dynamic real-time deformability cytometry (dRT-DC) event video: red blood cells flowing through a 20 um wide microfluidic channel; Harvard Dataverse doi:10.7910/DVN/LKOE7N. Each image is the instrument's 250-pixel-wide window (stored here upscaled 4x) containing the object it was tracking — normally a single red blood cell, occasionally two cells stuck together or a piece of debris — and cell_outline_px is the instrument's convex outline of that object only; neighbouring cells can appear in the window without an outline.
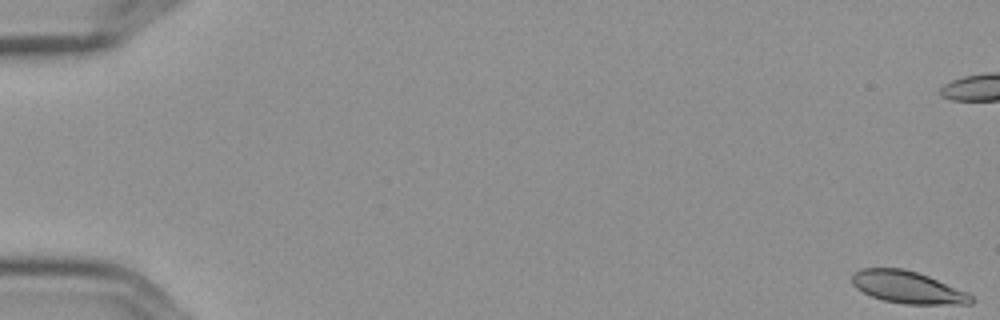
{"species": "Egyptian fruit bat (a non-hibernating species)", "species_latin": "Rousettus aegyptiacus", "temperature_condition": "cold", "stored_images_in_passage": 7, "camera_frame_rate_fps": 3000, "um_per_image_px": 0.085, "frame": {"image": 1, "passage_image": 1, "time_ms": 0.0, "image_size_px": [1000, 320], "cell_outline_px": [[976, 300], [972, 304], [904, 304], [884, 300], [872, 296], [856, 288], [852, 284], [852, 272], [860, 268], [904, 268], [928, 276], [968, 292]], "centroid_in_image_um": [77.16, 24.41], "position_along_channel_um": 7.8, "area_um2": 22.43}}